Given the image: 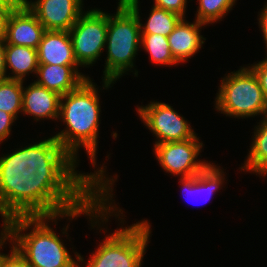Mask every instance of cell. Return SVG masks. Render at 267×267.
I'll list each match as a JSON object with an SVG mask.
<instances>
[{"label":"cell","mask_w":267,"mask_h":267,"mask_svg":"<svg viewBox=\"0 0 267 267\" xmlns=\"http://www.w3.org/2000/svg\"><path fill=\"white\" fill-rule=\"evenodd\" d=\"M76 161L54 136L0 157V216H54L83 206L102 186L117 180L106 166L80 173ZM79 172V173H78Z\"/></svg>","instance_id":"6da1fadb"},{"label":"cell","mask_w":267,"mask_h":267,"mask_svg":"<svg viewBox=\"0 0 267 267\" xmlns=\"http://www.w3.org/2000/svg\"><path fill=\"white\" fill-rule=\"evenodd\" d=\"M113 195L110 188L102 186L81 207L54 216L10 218L2 224V230L11 240L13 247L32 267H80V262L85 264L83 256L74 252L77 261L73 259L62 242L64 240L59 238L48 222L52 220L51 222H55L56 225L59 219L67 217L72 221L84 214L86 217L89 216L91 226L95 228L98 225L96 228L99 230L108 222L110 216H117L116 218L121 220L123 210L116 206L115 200H112ZM101 223L103 225H100ZM28 229L30 232L27 233Z\"/></svg>","instance_id":"7a4b0ae2"},{"label":"cell","mask_w":267,"mask_h":267,"mask_svg":"<svg viewBox=\"0 0 267 267\" xmlns=\"http://www.w3.org/2000/svg\"><path fill=\"white\" fill-rule=\"evenodd\" d=\"M90 78L77 89L61 96L59 121L66 127L54 135L60 145L76 160L80 147L85 148L93 167L96 165V151L100 124V96L96 84Z\"/></svg>","instance_id":"3957f363"},{"label":"cell","mask_w":267,"mask_h":267,"mask_svg":"<svg viewBox=\"0 0 267 267\" xmlns=\"http://www.w3.org/2000/svg\"><path fill=\"white\" fill-rule=\"evenodd\" d=\"M139 1L119 0L116 14L107 13L103 89L113 86L123 74L134 69L135 57L141 47Z\"/></svg>","instance_id":"277c9868"},{"label":"cell","mask_w":267,"mask_h":267,"mask_svg":"<svg viewBox=\"0 0 267 267\" xmlns=\"http://www.w3.org/2000/svg\"><path fill=\"white\" fill-rule=\"evenodd\" d=\"M147 221L122 226L108 234L91 253L86 267H141L152 233V225Z\"/></svg>","instance_id":"5b68a950"},{"label":"cell","mask_w":267,"mask_h":267,"mask_svg":"<svg viewBox=\"0 0 267 267\" xmlns=\"http://www.w3.org/2000/svg\"><path fill=\"white\" fill-rule=\"evenodd\" d=\"M215 109L230 118L267 116V102L259 80L249 67L228 73L220 81Z\"/></svg>","instance_id":"8992f818"},{"label":"cell","mask_w":267,"mask_h":267,"mask_svg":"<svg viewBox=\"0 0 267 267\" xmlns=\"http://www.w3.org/2000/svg\"><path fill=\"white\" fill-rule=\"evenodd\" d=\"M76 61L81 67L96 63L106 46L107 13L100 9L85 11L69 30Z\"/></svg>","instance_id":"52a82bcc"},{"label":"cell","mask_w":267,"mask_h":267,"mask_svg":"<svg viewBox=\"0 0 267 267\" xmlns=\"http://www.w3.org/2000/svg\"><path fill=\"white\" fill-rule=\"evenodd\" d=\"M136 107L142 123L156 136L154 144L185 141L196 135L191 123L169 104L150 101L148 105Z\"/></svg>","instance_id":"ba28073f"},{"label":"cell","mask_w":267,"mask_h":267,"mask_svg":"<svg viewBox=\"0 0 267 267\" xmlns=\"http://www.w3.org/2000/svg\"><path fill=\"white\" fill-rule=\"evenodd\" d=\"M153 148L162 170L180 178L196 176L211 163L197 159L203 148L197 134L185 141L154 144Z\"/></svg>","instance_id":"9c48e42d"},{"label":"cell","mask_w":267,"mask_h":267,"mask_svg":"<svg viewBox=\"0 0 267 267\" xmlns=\"http://www.w3.org/2000/svg\"><path fill=\"white\" fill-rule=\"evenodd\" d=\"M45 30L69 31L83 11V0H23Z\"/></svg>","instance_id":"30bf717a"},{"label":"cell","mask_w":267,"mask_h":267,"mask_svg":"<svg viewBox=\"0 0 267 267\" xmlns=\"http://www.w3.org/2000/svg\"><path fill=\"white\" fill-rule=\"evenodd\" d=\"M44 32V26L22 2L13 8L8 17L5 43L38 49Z\"/></svg>","instance_id":"8fae6325"},{"label":"cell","mask_w":267,"mask_h":267,"mask_svg":"<svg viewBox=\"0 0 267 267\" xmlns=\"http://www.w3.org/2000/svg\"><path fill=\"white\" fill-rule=\"evenodd\" d=\"M61 95L49 90L35 81L23 86L22 114L33 116L37 121L44 119L58 120Z\"/></svg>","instance_id":"7c38bea8"},{"label":"cell","mask_w":267,"mask_h":267,"mask_svg":"<svg viewBox=\"0 0 267 267\" xmlns=\"http://www.w3.org/2000/svg\"><path fill=\"white\" fill-rule=\"evenodd\" d=\"M80 65L39 64L34 80L37 84L61 96L77 89L89 76L78 70Z\"/></svg>","instance_id":"4fadbf2b"},{"label":"cell","mask_w":267,"mask_h":267,"mask_svg":"<svg viewBox=\"0 0 267 267\" xmlns=\"http://www.w3.org/2000/svg\"><path fill=\"white\" fill-rule=\"evenodd\" d=\"M205 23L196 19L193 23L186 21L185 18L177 23L174 30L168 36L171 53L178 63L187 62L188 59L202 48L206 38L200 34Z\"/></svg>","instance_id":"5bb4252c"},{"label":"cell","mask_w":267,"mask_h":267,"mask_svg":"<svg viewBox=\"0 0 267 267\" xmlns=\"http://www.w3.org/2000/svg\"><path fill=\"white\" fill-rule=\"evenodd\" d=\"M37 52L39 64L79 65L69 31L45 30Z\"/></svg>","instance_id":"9a60e30c"},{"label":"cell","mask_w":267,"mask_h":267,"mask_svg":"<svg viewBox=\"0 0 267 267\" xmlns=\"http://www.w3.org/2000/svg\"><path fill=\"white\" fill-rule=\"evenodd\" d=\"M225 176L221 167L211 162L196 176L180 178L179 183L184 190L183 192H185L183 195H189L191 199L197 200L196 202L200 200V202L204 204L208 202L216 191L218 192V190L222 189L226 179ZM193 196H195V198ZM202 197L203 199H199Z\"/></svg>","instance_id":"2e32d148"},{"label":"cell","mask_w":267,"mask_h":267,"mask_svg":"<svg viewBox=\"0 0 267 267\" xmlns=\"http://www.w3.org/2000/svg\"><path fill=\"white\" fill-rule=\"evenodd\" d=\"M6 69L10 68L8 79H26L29 73L36 74L39 66L37 49L27 46L6 44L5 48ZM11 74V75H10Z\"/></svg>","instance_id":"e0dca14e"},{"label":"cell","mask_w":267,"mask_h":267,"mask_svg":"<svg viewBox=\"0 0 267 267\" xmlns=\"http://www.w3.org/2000/svg\"><path fill=\"white\" fill-rule=\"evenodd\" d=\"M254 128L252 143L247 159L240 171L267 176V116L262 117Z\"/></svg>","instance_id":"ac0fdd59"},{"label":"cell","mask_w":267,"mask_h":267,"mask_svg":"<svg viewBox=\"0 0 267 267\" xmlns=\"http://www.w3.org/2000/svg\"><path fill=\"white\" fill-rule=\"evenodd\" d=\"M141 47L148 52L152 63L173 66L179 64L173 57L168 37L161 34H141Z\"/></svg>","instance_id":"d6986e66"},{"label":"cell","mask_w":267,"mask_h":267,"mask_svg":"<svg viewBox=\"0 0 267 267\" xmlns=\"http://www.w3.org/2000/svg\"><path fill=\"white\" fill-rule=\"evenodd\" d=\"M181 18L176 13L152 6L146 23H140L141 34H161L168 37Z\"/></svg>","instance_id":"ffe728a7"},{"label":"cell","mask_w":267,"mask_h":267,"mask_svg":"<svg viewBox=\"0 0 267 267\" xmlns=\"http://www.w3.org/2000/svg\"><path fill=\"white\" fill-rule=\"evenodd\" d=\"M24 81L14 79L0 80V110L16 119L22 113V94Z\"/></svg>","instance_id":"44dd1931"},{"label":"cell","mask_w":267,"mask_h":267,"mask_svg":"<svg viewBox=\"0 0 267 267\" xmlns=\"http://www.w3.org/2000/svg\"><path fill=\"white\" fill-rule=\"evenodd\" d=\"M198 8L195 14L196 20L202 23L212 24L222 21L225 15L235 6L237 0H197Z\"/></svg>","instance_id":"7402d4cb"},{"label":"cell","mask_w":267,"mask_h":267,"mask_svg":"<svg viewBox=\"0 0 267 267\" xmlns=\"http://www.w3.org/2000/svg\"><path fill=\"white\" fill-rule=\"evenodd\" d=\"M187 2V0H154L153 6L176 13L182 18H186L185 12Z\"/></svg>","instance_id":"603a6c76"},{"label":"cell","mask_w":267,"mask_h":267,"mask_svg":"<svg viewBox=\"0 0 267 267\" xmlns=\"http://www.w3.org/2000/svg\"><path fill=\"white\" fill-rule=\"evenodd\" d=\"M10 254L3 256L0 267H32L29 262L13 247L11 240Z\"/></svg>","instance_id":"cb8c5ba5"},{"label":"cell","mask_w":267,"mask_h":267,"mask_svg":"<svg viewBox=\"0 0 267 267\" xmlns=\"http://www.w3.org/2000/svg\"><path fill=\"white\" fill-rule=\"evenodd\" d=\"M257 76L267 102V54L265 59L249 66Z\"/></svg>","instance_id":"d4e9b609"},{"label":"cell","mask_w":267,"mask_h":267,"mask_svg":"<svg viewBox=\"0 0 267 267\" xmlns=\"http://www.w3.org/2000/svg\"><path fill=\"white\" fill-rule=\"evenodd\" d=\"M16 119L13 115L0 110V144L9 138L11 125H14Z\"/></svg>","instance_id":"484cf974"},{"label":"cell","mask_w":267,"mask_h":267,"mask_svg":"<svg viewBox=\"0 0 267 267\" xmlns=\"http://www.w3.org/2000/svg\"><path fill=\"white\" fill-rule=\"evenodd\" d=\"M18 5L20 4H0V40H5L8 17L13 8Z\"/></svg>","instance_id":"4316f807"},{"label":"cell","mask_w":267,"mask_h":267,"mask_svg":"<svg viewBox=\"0 0 267 267\" xmlns=\"http://www.w3.org/2000/svg\"><path fill=\"white\" fill-rule=\"evenodd\" d=\"M260 14L258 15V21H259V28L262 30V36L265 42L266 46V54H267V3H265L262 11L259 12Z\"/></svg>","instance_id":"83f0119b"},{"label":"cell","mask_w":267,"mask_h":267,"mask_svg":"<svg viewBox=\"0 0 267 267\" xmlns=\"http://www.w3.org/2000/svg\"><path fill=\"white\" fill-rule=\"evenodd\" d=\"M5 48V40H0V80L8 79V74H6L8 71L5 62Z\"/></svg>","instance_id":"f1b7e54d"},{"label":"cell","mask_w":267,"mask_h":267,"mask_svg":"<svg viewBox=\"0 0 267 267\" xmlns=\"http://www.w3.org/2000/svg\"><path fill=\"white\" fill-rule=\"evenodd\" d=\"M6 241H9V237L3 232V230L0 232V251L1 249H3V246L4 244H7ZM5 254L4 253H1L0 252V264H1V261H2V258Z\"/></svg>","instance_id":"f546056e"},{"label":"cell","mask_w":267,"mask_h":267,"mask_svg":"<svg viewBox=\"0 0 267 267\" xmlns=\"http://www.w3.org/2000/svg\"><path fill=\"white\" fill-rule=\"evenodd\" d=\"M23 0H0V4H21Z\"/></svg>","instance_id":"4dcf8cb0"}]
</instances>
